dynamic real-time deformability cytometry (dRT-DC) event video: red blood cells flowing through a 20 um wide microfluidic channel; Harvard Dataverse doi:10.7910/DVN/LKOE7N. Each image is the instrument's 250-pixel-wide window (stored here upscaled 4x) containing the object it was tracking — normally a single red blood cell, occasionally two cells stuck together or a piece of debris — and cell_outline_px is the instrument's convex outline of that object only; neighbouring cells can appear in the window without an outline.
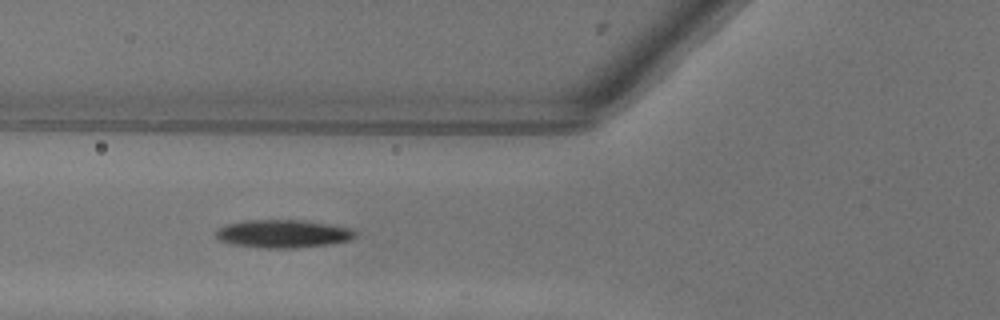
{"species": "common noctule bat (a hibernating species)", "species_latin": "Nyctalus noctula", "temperature_condition": "warm", "stored_images_in_passage": 36, "camera_frame_rate_fps": 3000, "um_per_image_px": 0.085, "animal": {"sex": "female"}, "frame": {"image": 1, "passage_image": 6, "time_ms": 1.667, "image_size_px": [1000, 320], "cell_outline_px": [[356, 236], [348, 240], [328, 244], [296, 248], [264, 248], [232, 244], [220, 240], [212, 232], [216, 228], [228, 224], [244, 220], [304, 220], [348, 228], [356, 232]], "centroid_in_image_um": [23.98, 19.87], "position_along_channel_um": 101.8, "area_um2": 22.66}}
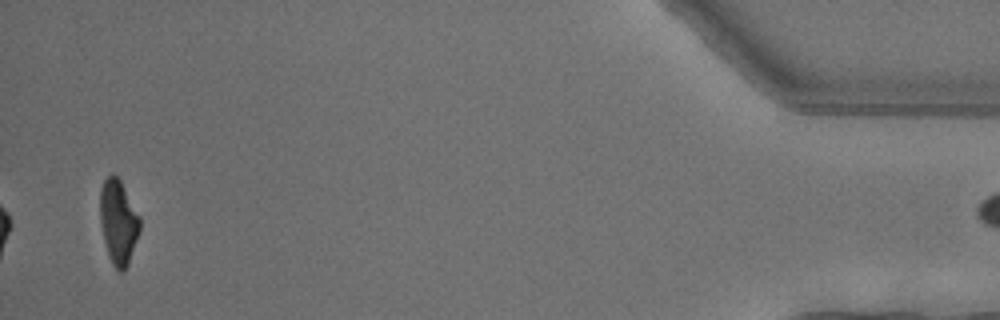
{"frame": {"image": 2, "passage_image": 36, "time_ms": 11.667, "image_size_px": [1000, 320], "cell_outline_px": [[140, 232], [128, 264], [124, 272], [120, 272], [112, 264], [108, 256], [100, 224], [100, 188], [104, 180], [112, 172], [120, 180], [140, 216]], "centroid_in_image_um": [10.06, 18.87], "position_along_channel_um": 425.1, "area_um2": 19.71}, "authors_computed_cell_mechanics": {"area_um2": 21.9929, "velocity_mm_per_s": 4.0631, "shape_relaxation_time_tau1_ms": 3.5695, "shape_relaxation_time_tau2_ms": 5.9976, "deformation_change_tau1": 0.1659, "deformation_change_tau2": 0.1137}}